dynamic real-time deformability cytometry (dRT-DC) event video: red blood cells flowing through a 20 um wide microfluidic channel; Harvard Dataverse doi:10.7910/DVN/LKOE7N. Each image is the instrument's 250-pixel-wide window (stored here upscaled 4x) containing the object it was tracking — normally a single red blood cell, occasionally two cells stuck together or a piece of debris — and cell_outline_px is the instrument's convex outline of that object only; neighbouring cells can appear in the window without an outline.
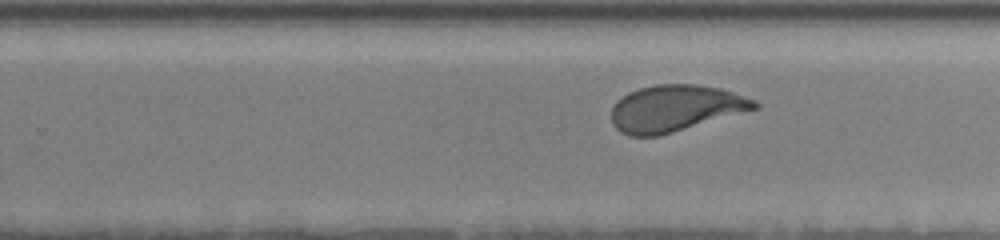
{"species": "human", "species_latin": "Homo sapiens", "temperature_condition": "room temperature", "stored_images_in_passage": 13, "segment_of_instrument_passage": [2, 2], "camera_frame_rate_fps": 3000, "um_per_image_px": 0.085, "donor": {"sex": "female"}, "frame": {"image": 1, "passage_image": 13, "time_ms": 8.333, "image_size_px": [1000, 240], "cell_outline_px": [[760, 104], [756, 108], [672, 132], [656, 136], [628, 136], [620, 132], [612, 124], [612, 108], [616, 100], [628, 92], [640, 88], [656, 84], [696, 84], [720, 88], [756, 100]], "centroid_in_image_um": [57.34, 9.19], "position_along_channel_um": 272.5, "area_um2": 38.38}}